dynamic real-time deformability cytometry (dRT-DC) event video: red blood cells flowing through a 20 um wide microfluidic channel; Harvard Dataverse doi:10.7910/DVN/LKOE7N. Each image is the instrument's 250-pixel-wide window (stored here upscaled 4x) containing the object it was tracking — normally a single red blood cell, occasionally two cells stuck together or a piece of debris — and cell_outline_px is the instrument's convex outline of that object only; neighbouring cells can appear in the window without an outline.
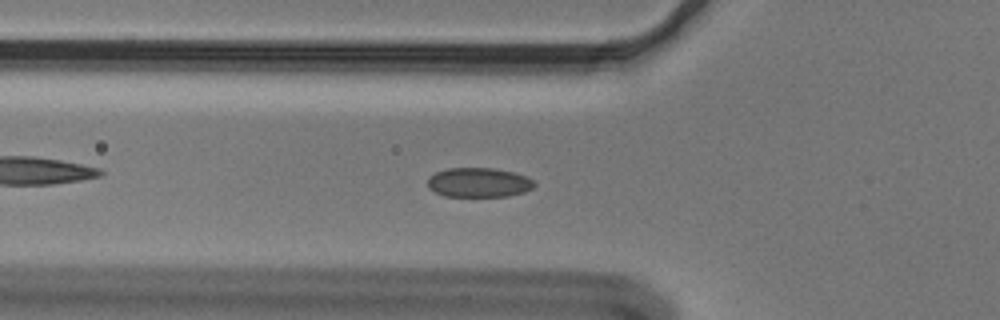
{"species": "Egyptian fruit bat (a non-hibernating species)", "species_latin": "Rousettus aegyptiacus", "temperature_condition": "cold", "stored_images_in_passage": 55, "camera_frame_rate_fps": 3000, "um_per_image_px": 0.085, "animal": {"sex": "male"}, "frame": {"image": 1, "passage_image": 19, "time_ms": 6.0, "image_size_px": [1000, 320], "cell_outline_px": [[536, 184], [532, 188], [524, 192], [508, 196], [444, 196], [428, 188], [428, 176], [436, 172], [448, 168], [492, 168], [512, 172], [524, 176], [532, 180]], "centroid_in_image_um": [40.66, 15.51], "position_along_channel_um": 85.1, "area_um2": 18.21}}
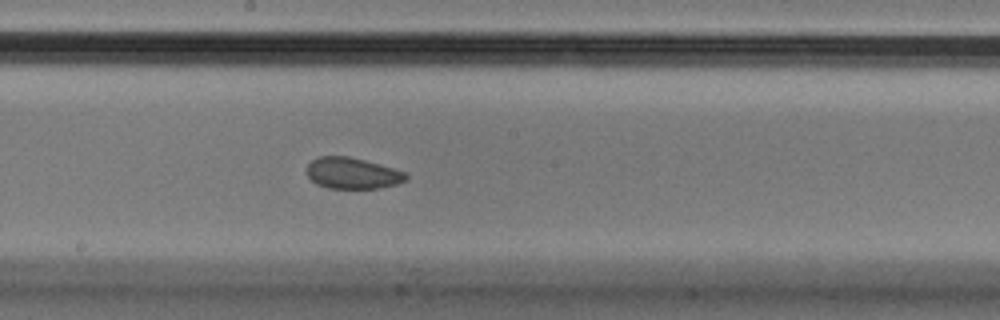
{"frame": {"image": 2, "passage_image": 30, "time_ms": 9.667, "image_size_px": [1000, 320], "cell_outline_px": [[408, 180], [396, 184], [380, 188], [328, 188], [316, 184], [308, 176], [308, 164], [316, 156], [348, 156], [380, 164], [408, 172]], "centroid_in_image_um": [29.99, 14.72], "position_along_channel_um": 218.2, "area_um2": 18.15}}
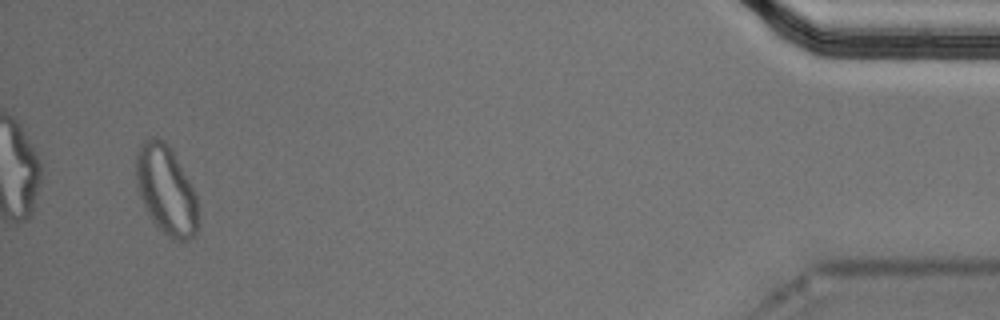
{"frame": {"image": 3, "passage_image": 53, "time_ms": 17.333, "image_size_px": [1000, 320], "cell_outline_px": [[200, 224], [196, 236], [188, 240], [172, 240], [152, 220], [140, 196], [136, 184], [136, 156], [140, 144], [148, 136], [156, 136], [164, 140], [172, 148], [196, 196], [200, 220]], "centroid_in_image_um": [14.14, 16.15], "position_along_channel_um": 421.1, "area_um2": 32.48}, "authors_computed_cell_mechanics": {"area_um2": 19.1318, "velocity_mm_per_s": 3.6076, "shape_relaxation_time_tau1_ms": 3.9897, "shape_relaxation_time_tau2_ms": 2.1225, "deformation_change_tau1": 0.0602, "deformation_change_tau2": 0.0733}}